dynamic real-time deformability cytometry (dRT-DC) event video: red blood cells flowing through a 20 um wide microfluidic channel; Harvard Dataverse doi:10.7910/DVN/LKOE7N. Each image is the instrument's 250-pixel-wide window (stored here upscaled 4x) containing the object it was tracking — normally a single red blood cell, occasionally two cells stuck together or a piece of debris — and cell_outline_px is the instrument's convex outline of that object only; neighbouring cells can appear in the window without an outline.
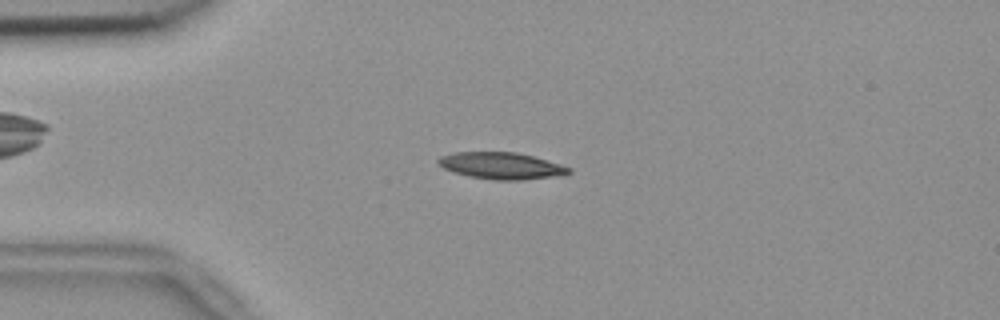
{"species": "common noctule bat (a hibernating species)", "species_latin": "Nyctalus noctula", "temperature_condition": "room temperature", "stored_images_in_passage": 54, "camera_frame_rate_fps": 3000, "um_per_image_px": 0.085, "animal": {"sex": "female", "body_mass_g": 18.4}, "frame": {"image": 1, "passage_image": 13, "time_ms": 4.0, "image_size_px": [1000, 320], "cell_outline_px": [[572, 172], [552, 176], [524, 180], [496, 180], [468, 176], [444, 168], [436, 164], [436, 160], [440, 156], [456, 152], [516, 152], [532, 156], [572, 168]], "centroid_in_image_um": [42.56, 14.08], "position_along_channel_um": 42.4, "area_um2": 20.11}}
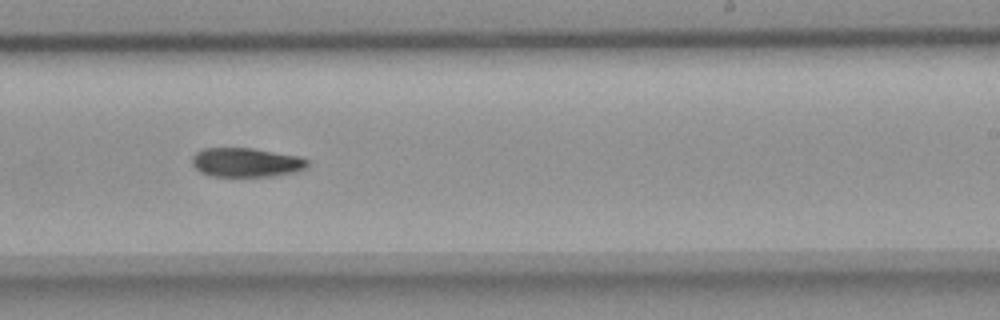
{"frame": {"image": 2, "passage_image": 33, "time_ms": 10.667, "image_size_px": [1000, 320], "cell_outline_px": [[308, 164], [304, 168], [296, 172], [272, 176], [212, 176], [200, 172], [192, 164], [192, 156], [200, 148], [252, 148], [300, 156], [308, 160]], "centroid_in_image_um": [20.91, 13.8], "position_along_channel_um": 268.1, "area_um2": 19.65}}
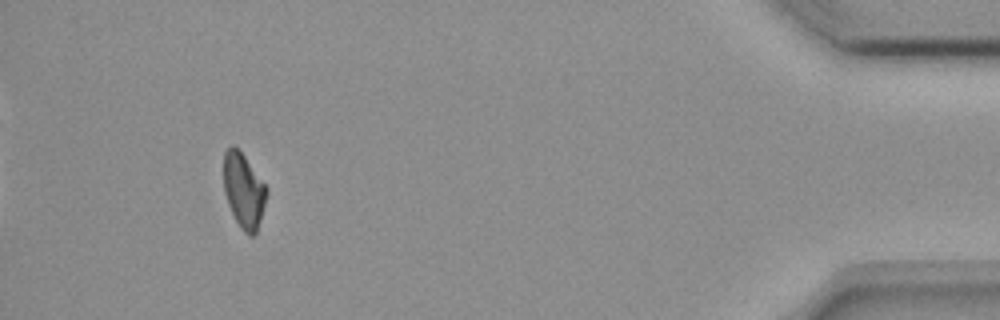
{"frame": {"image": 3, "passage_image": 50, "time_ms": 16.333, "image_size_px": [1000, 320], "cell_outline_px": [[268, 192], [260, 220], [256, 232], [252, 236], [248, 236], [240, 228], [228, 204], [224, 192], [224, 152], [232, 144], [244, 156], [268, 188]], "centroid_in_image_um": [20.71, 16.21], "position_along_channel_um": 414.5, "area_um2": 18.5}}